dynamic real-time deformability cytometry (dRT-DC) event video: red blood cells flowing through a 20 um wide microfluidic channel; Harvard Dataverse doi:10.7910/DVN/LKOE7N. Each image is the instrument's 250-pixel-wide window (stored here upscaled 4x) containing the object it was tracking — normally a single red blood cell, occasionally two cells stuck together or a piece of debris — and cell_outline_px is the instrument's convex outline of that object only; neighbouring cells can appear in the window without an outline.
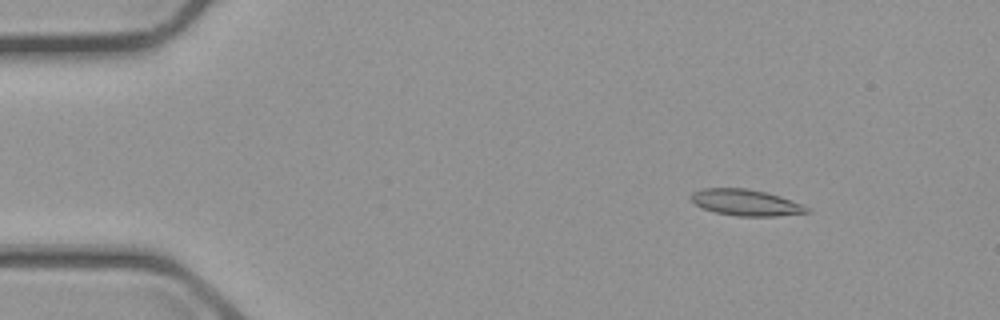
{"species": "common noctule bat (a hibernating species)", "species_latin": "Nyctalus noctula", "temperature_condition": "cold", "stored_images_in_passage": 6, "camera_frame_rate_fps": 3000, "um_per_image_px": 0.085, "animal": {"sex": "male", "body_mass_g": 23.1, "forearm_length_mm": 52.7}, "frame": {"image": 1, "passage_image": 3, "time_ms": 2.333, "image_size_px": [1000, 320], "cell_outline_px": [[812, 212], [776, 216], [740, 216], [716, 212], [704, 208], [696, 204], [692, 200], [692, 192], [704, 188], [748, 188], [780, 196], [804, 204]], "centroid_in_image_um": [63.45, 17.21], "position_along_channel_um": 21.5, "area_um2": 17.57}}
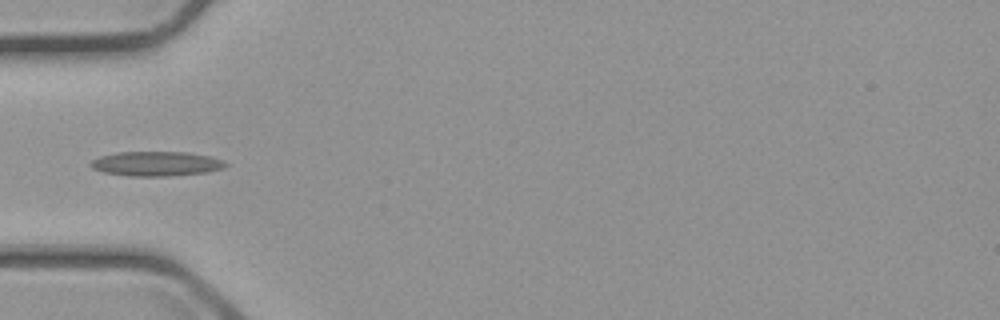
{"frame": {"image": 2, "passage_image": 6, "time_ms": 6.0, "image_size_px": [1000, 320], "cell_outline_px": [[228, 164], [224, 168], [208, 172], [168, 176], [128, 176], [104, 172], [92, 168], [88, 164], [92, 160], [100, 156], [116, 152], [188, 152], [212, 156], [224, 160]], "centroid_in_image_um": [13.31, 13.91], "position_along_channel_um": 71.7, "area_um2": 19.54}}